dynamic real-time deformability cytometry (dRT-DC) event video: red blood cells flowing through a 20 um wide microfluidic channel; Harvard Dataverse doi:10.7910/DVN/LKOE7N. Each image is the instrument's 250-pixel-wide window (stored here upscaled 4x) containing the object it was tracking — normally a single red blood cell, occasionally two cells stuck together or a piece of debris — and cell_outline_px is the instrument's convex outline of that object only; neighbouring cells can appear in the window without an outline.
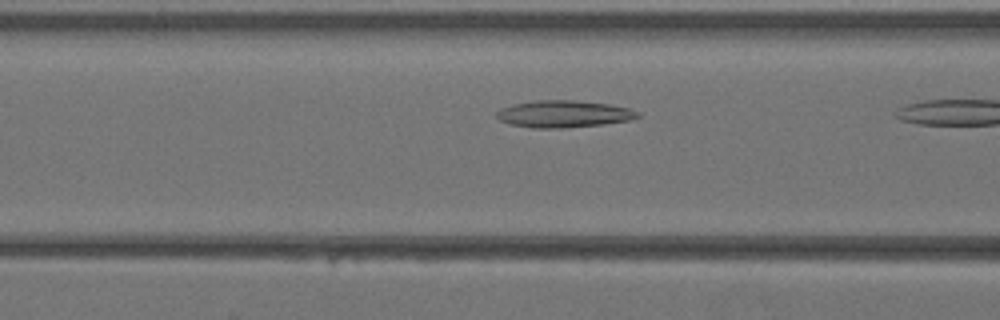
{"species": "Egyptian fruit bat (a non-hibernating species)", "species_latin": "Rousettus aegyptiacus", "temperature_condition": "warm", "stored_images_in_passage": 9, "camera_frame_rate_fps": 3000, "um_per_image_px": 0.085, "animal": {"sex": "female"}, "frame": {"image": 1, "passage_image": 8, "time_ms": 2.333, "image_size_px": [1000, 320], "cell_outline_px": [[640, 116], [628, 120], [604, 124], [560, 128], [532, 128], [508, 124], [500, 120], [496, 116], [496, 112], [500, 108], [512, 104], [536, 100], [572, 100], [608, 104], [628, 108], [640, 112]], "centroid_in_image_um": [47.86, 9.68], "position_along_channel_um": 118.7, "area_um2": 22.2}}